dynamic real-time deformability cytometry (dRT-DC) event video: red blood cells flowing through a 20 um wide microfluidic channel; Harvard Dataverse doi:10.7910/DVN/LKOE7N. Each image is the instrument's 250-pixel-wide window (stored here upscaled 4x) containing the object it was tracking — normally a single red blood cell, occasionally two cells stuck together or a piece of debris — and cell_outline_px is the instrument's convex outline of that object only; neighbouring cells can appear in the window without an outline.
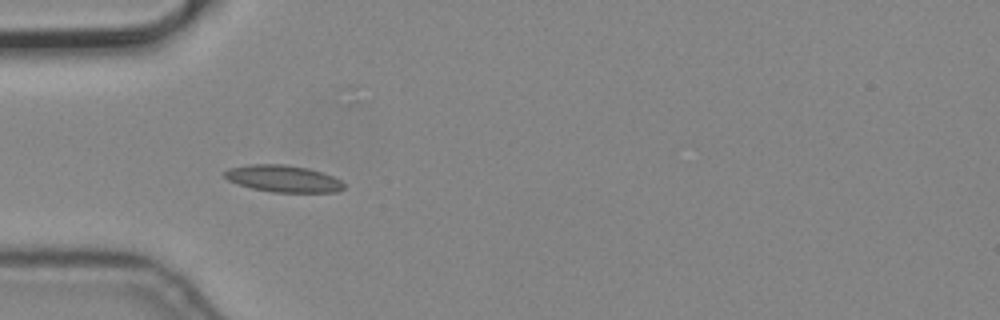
{"species": "common noctule bat (a hibernating species)", "species_latin": "Nyctalus noctula", "temperature_condition": "cold", "stored_images_in_passage": 8, "segment_of_instrument_passage": [2, 2], "camera_frame_rate_fps": 3000, "um_per_image_px": 0.085, "animal": {"sex": "male", "body_mass_g": 19.2, "forearm_length_mm": 51.8}, "frame": {"image": 1, "passage_image": 6, "time_ms": 1.667, "image_size_px": [1000, 320], "cell_outline_px": [[344, 188], [336, 192], [272, 192], [252, 188], [228, 180], [224, 176], [224, 172], [228, 168], [252, 164], [284, 164], [308, 168], [332, 176], [340, 180], [344, 184]], "centroid_in_image_um": [24.07, 15.18], "position_along_channel_um": 60.9, "area_um2": 18.5}}
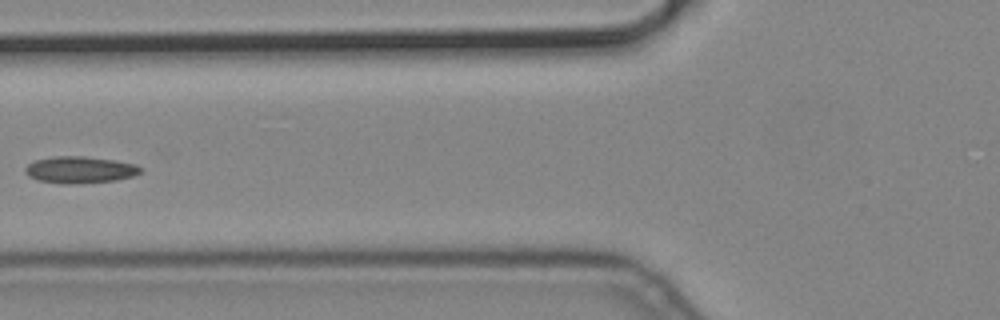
{"frame": {"image": 2, "passage_image": 7, "time_ms": 2.0, "image_size_px": [1000, 320], "cell_outline_px": [[140, 172], [132, 176], [116, 180], [76, 184], [60, 184], [36, 180], [28, 176], [24, 172], [24, 168], [28, 164], [36, 160], [56, 156], [84, 156], [112, 160], [136, 164], [140, 168]], "centroid_in_image_um": [6.73, 14.44], "position_along_channel_um": 119.1, "area_um2": 17.98}}
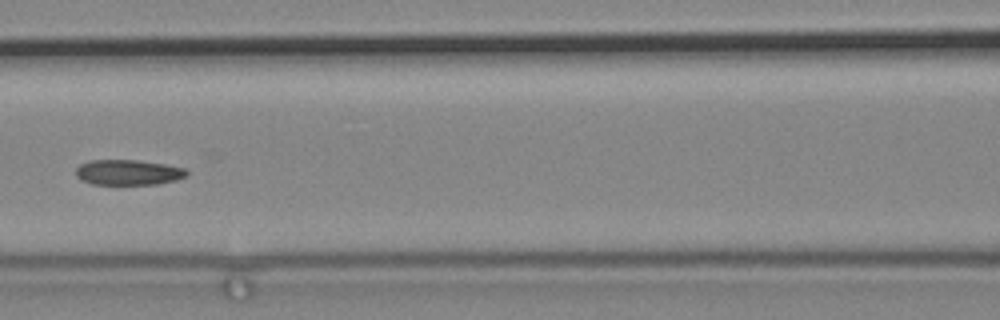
{"frame": {"image": 3, "passage_image": 8, "time_ms": 2.333, "image_size_px": [1000, 320], "cell_outline_px": [[188, 176], [176, 180], [156, 184], [92, 184], [80, 180], [76, 176], [76, 168], [80, 164], [88, 160], [136, 160], [164, 164], [184, 168], [188, 172]], "centroid_in_image_um": [10.88, 14.65], "position_along_channel_um": 155.7, "area_um2": 16.42}}